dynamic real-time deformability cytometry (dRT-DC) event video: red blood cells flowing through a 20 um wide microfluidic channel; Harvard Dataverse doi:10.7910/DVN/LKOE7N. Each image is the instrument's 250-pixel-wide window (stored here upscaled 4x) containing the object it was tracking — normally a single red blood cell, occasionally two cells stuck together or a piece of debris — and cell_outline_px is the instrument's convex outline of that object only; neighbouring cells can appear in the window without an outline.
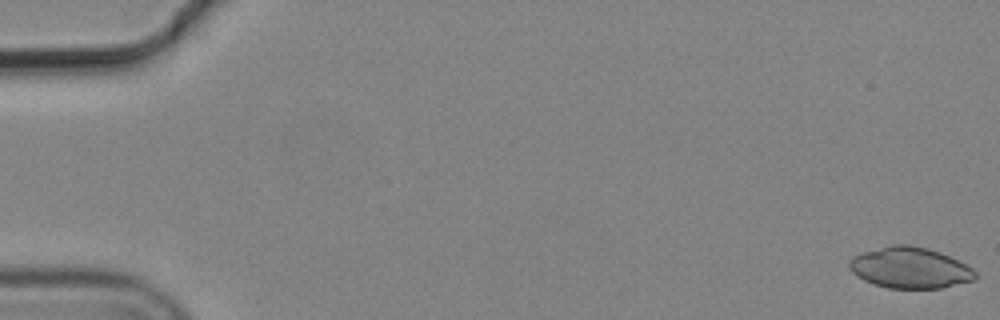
{"species": "common noctule bat (a hibernating species)", "species_latin": "Nyctalus noctula", "temperature_condition": "cold", "stored_images_in_passage": 6, "camera_frame_rate_fps": 3000, "um_per_image_px": 0.085, "animal": {"sex": "male", "body_mass_g": 19.2, "forearm_length_mm": 51.8}, "frame": {"image": 1, "passage_image": 1, "time_ms": 0.0, "image_size_px": [1000, 320], "cell_outline_px": [[976, 280], [944, 288], [888, 288], [864, 280], [856, 276], [848, 268], [848, 260], [852, 256], [864, 252], [892, 244], [908, 244], [928, 248], [940, 252], [972, 268], [976, 272]], "centroid_in_image_um": [77.34, 22.76], "position_along_channel_um": 7.7, "area_um2": 30.23}}